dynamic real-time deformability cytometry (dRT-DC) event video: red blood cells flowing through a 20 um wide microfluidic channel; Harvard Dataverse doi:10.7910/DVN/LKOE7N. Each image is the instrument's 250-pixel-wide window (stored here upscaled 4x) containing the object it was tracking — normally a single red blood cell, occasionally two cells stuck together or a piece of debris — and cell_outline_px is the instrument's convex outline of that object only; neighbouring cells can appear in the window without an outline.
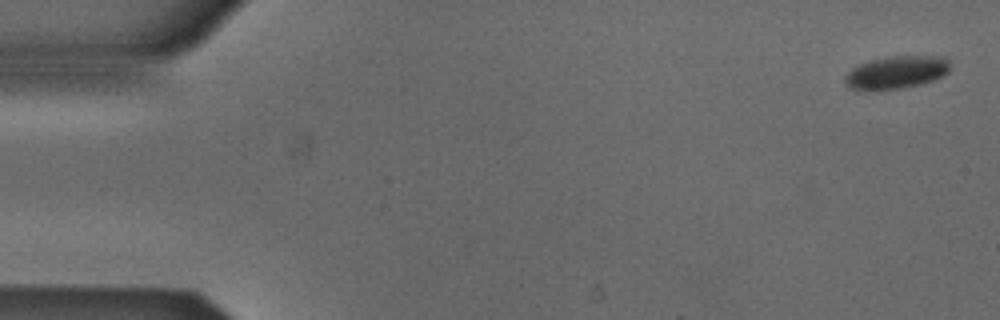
{"species": "Egyptian fruit bat (a non-hibernating species)", "species_latin": "Rousettus aegyptiacus", "temperature_condition": "cold", "stored_images_in_passage": 5, "segment_of_instrument_passage": [1, 2], "camera_frame_rate_fps": 3000, "um_per_image_px": 0.085, "animal": {"sex": "male"}, "frame": {"image": 1, "passage_image": 1, "time_ms": 0.0, "image_size_px": [1000, 320], "cell_outline_px": [[948, 72], [932, 80], [920, 84], [904, 88], [852, 88], [844, 80], [844, 76], [852, 68], [860, 64], [872, 60], [888, 56], [944, 56], [948, 60]], "centroid_in_image_um": [76.22, 6.11], "position_along_channel_um": 8.8, "area_um2": 19.36}}
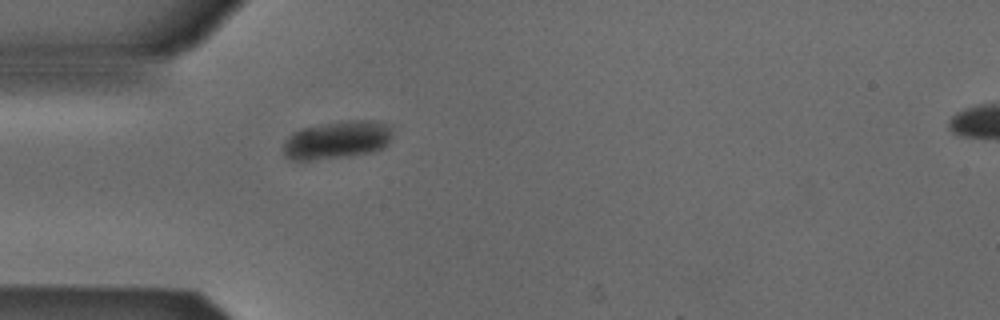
{"frame": {"image": 2, "passage_image": 4, "time_ms": 1.0, "image_size_px": [1000, 320], "cell_outline_px": [[392, 136], [388, 144], [372, 152], [348, 156], [316, 160], [300, 160], [288, 156], [280, 148], [284, 140], [292, 132], [304, 128], [320, 124], [344, 120], [376, 120], [392, 124]], "centroid_in_image_um": [28.68, 11.87], "position_along_channel_um": 56.3, "area_um2": 24.51}}